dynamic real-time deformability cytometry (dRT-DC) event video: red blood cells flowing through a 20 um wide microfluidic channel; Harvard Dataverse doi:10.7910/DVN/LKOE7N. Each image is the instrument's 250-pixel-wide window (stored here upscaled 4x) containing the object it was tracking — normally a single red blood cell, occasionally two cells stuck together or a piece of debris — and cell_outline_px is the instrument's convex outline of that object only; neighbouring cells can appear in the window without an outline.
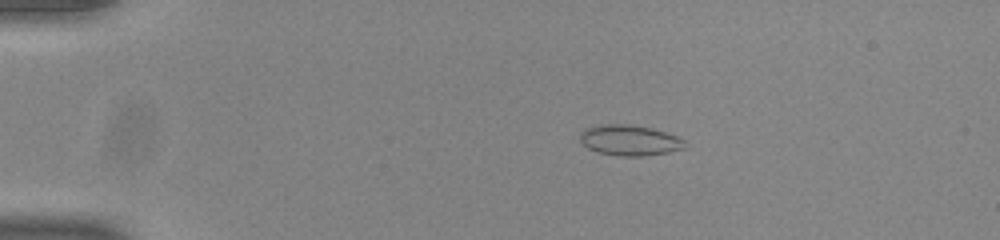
{"species": "common noctule bat (a hibernating species)", "species_latin": "Nyctalus noctula", "temperature_condition": "room temperature", "stored_images_in_passage": 10, "camera_frame_rate_fps": 3000, "um_per_image_px": 0.085, "animal": {"sex": "male", "body_mass_g": 20.0, "forearm_length_mm": 53.3}, "frame": {"image": 1, "passage_image": 5, "time_ms": 1.333, "image_size_px": [1000, 240], "cell_outline_px": [[672, 136], [660, 152], [604, 152], [592, 148], [588, 132], [596, 128], [644, 128], [660, 132]], "centroid_in_image_um": [53.37, 11.9], "position_along_channel_um": 31.6, "area_um2": 12.48}}